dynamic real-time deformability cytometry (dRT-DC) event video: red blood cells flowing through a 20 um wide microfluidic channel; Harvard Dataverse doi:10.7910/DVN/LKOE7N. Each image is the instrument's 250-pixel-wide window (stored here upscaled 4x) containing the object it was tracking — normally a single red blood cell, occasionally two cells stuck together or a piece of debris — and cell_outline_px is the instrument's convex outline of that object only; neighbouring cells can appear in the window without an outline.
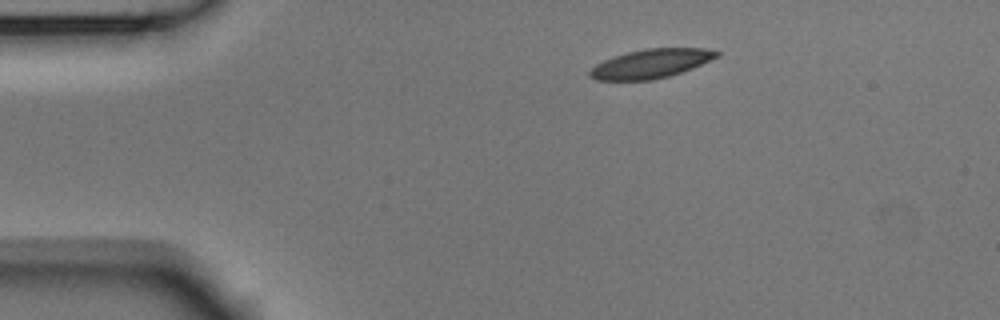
{"species": "Egyptian fruit bat (a non-hibernating species)", "species_latin": "Rousettus aegyptiacus", "temperature_condition": "room temperature", "stored_images_in_passage": 3, "camera_frame_rate_fps": 3000, "um_per_image_px": 0.085, "animal": {"sex": "male"}, "frame": {"image": 1, "passage_image": 1, "time_ms": 0.0, "image_size_px": [1000, 320], "cell_outline_px": [[720, 56], [692, 68], [668, 76], [652, 80], [596, 80], [588, 76], [588, 72], [596, 64], [612, 56], [644, 48], [704, 48], [720, 52]], "centroid_in_image_um": [55.31, 5.4], "position_along_channel_um": 29.7, "area_um2": 21.44}}